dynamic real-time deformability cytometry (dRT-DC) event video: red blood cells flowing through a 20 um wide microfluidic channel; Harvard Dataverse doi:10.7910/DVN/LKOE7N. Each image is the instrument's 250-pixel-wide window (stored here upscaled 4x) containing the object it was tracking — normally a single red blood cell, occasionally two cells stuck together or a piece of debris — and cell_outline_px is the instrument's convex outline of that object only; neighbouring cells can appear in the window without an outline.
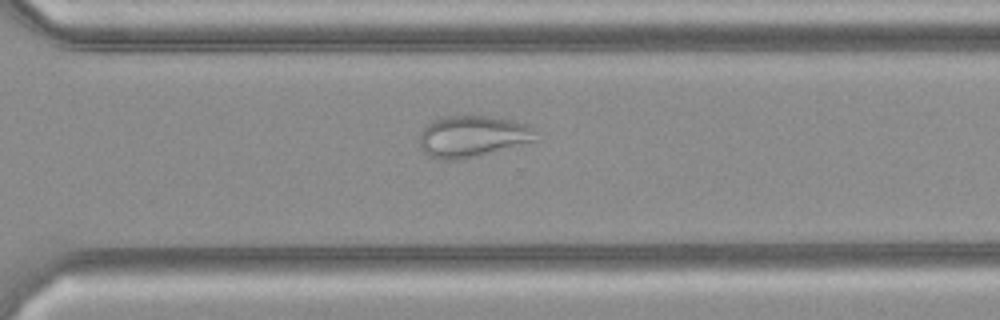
{"species": "common noctule bat (a hibernating species)", "species_latin": "Nyctalus noctula", "temperature_condition": "cold", "stored_images_in_passage": 38, "camera_frame_rate_fps": 3000, "um_per_image_px": 0.085, "animal": {"sex": "female", "body_mass_g": 21.9}, "frame": {"image": 1, "passage_image": 27, "time_ms": 8.667, "image_size_px": [1000, 320], "cell_outline_px": [[540, 140], [476, 156], [456, 160], [440, 160], [428, 156], [424, 152], [420, 144], [420, 132], [432, 120], [444, 116], [492, 116], [512, 120], [528, 124]], "centroid_in_image_um": [40.17, 11.59], "position_along_channel_um": 330.4, "area_um2": 28.21}}